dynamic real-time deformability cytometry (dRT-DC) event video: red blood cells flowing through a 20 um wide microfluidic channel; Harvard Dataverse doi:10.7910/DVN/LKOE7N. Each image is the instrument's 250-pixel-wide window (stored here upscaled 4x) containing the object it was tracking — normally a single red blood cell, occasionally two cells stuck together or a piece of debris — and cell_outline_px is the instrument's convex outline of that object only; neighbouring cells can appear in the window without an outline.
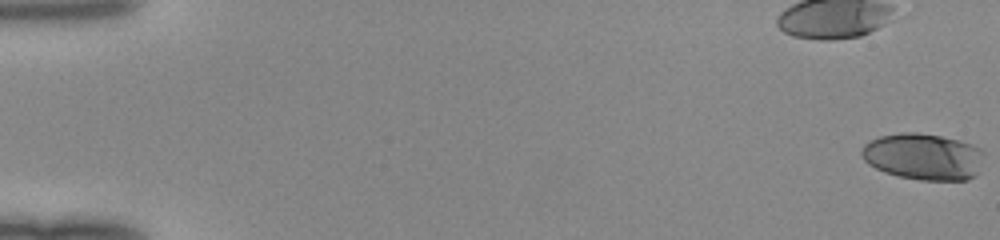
{"species": "human", "species_latin": "Homo sapiens", "temperature_condition": "room temperature", "stored_images_in_passage": 17, "camera_frame_rate_fps": 3000, "um_per_image_px": 0.085, "donor": {"sex": "female"}, "frame": {"image": 1, "passage_image": 1, "time_ms": 0.0, "image_size_px": [1000, 240], "cell_outline_px": [[984, 152], [976, 176], [968, 180], [920, 180], [900, 176], [884, 172], [868, 164], [860, 156], [860, 152], [864, 144], [880, 136], [900, 132], [916, 132], [940, 136], [960, 140], [972, 144], [980, 148]], "centroid_in_image_um": [78.47, 13.31], "position_along_channel_um": 6.5, "area_um2": 33.35}}